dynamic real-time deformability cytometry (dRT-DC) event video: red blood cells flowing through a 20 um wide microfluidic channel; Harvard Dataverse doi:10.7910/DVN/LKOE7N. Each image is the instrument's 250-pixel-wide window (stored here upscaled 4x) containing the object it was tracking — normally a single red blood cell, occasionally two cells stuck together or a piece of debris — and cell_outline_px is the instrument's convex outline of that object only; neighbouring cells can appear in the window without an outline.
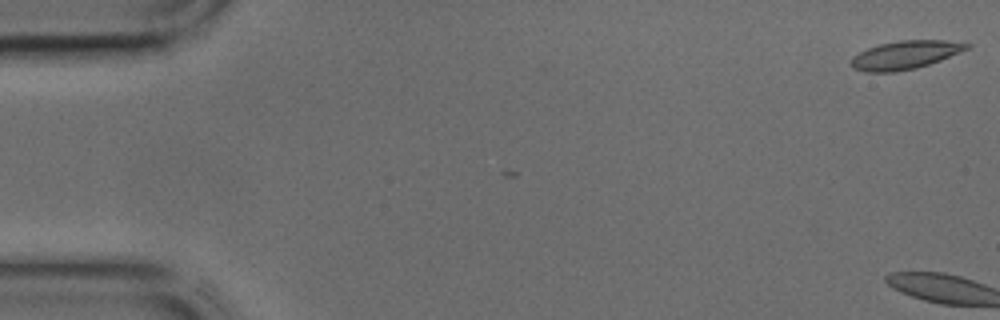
{"species": "common noctule bat (a hibernating species)", "species_latin": "Nyctalus noctula", "temperature_condition": "cold", "stored_images_in_passage": 2, "camera_frame_rate_fps": 3000, "um_per_image_px": 0.085, "animal": {"sex": "male", "body_mass_g": 17.9, "forearm_length_mm": 54.2}, "frame": {"image": 1, "passage_image": 2, "time_ms": 0.333, "image_size_px": [1000, 320], "cell_outline_px": [[972, 44], [968, 48], [960, 52], [940, 60], [916, 68], [896, 72], [864, 72], [852, 68], [852, 56], [868, 48], [880, 44], [900, 40], [944, 40]], "centroid_in_image_um": [76.92, 4.67], "position_along_channel_um": 8.1, "area_um2": 18.96}}